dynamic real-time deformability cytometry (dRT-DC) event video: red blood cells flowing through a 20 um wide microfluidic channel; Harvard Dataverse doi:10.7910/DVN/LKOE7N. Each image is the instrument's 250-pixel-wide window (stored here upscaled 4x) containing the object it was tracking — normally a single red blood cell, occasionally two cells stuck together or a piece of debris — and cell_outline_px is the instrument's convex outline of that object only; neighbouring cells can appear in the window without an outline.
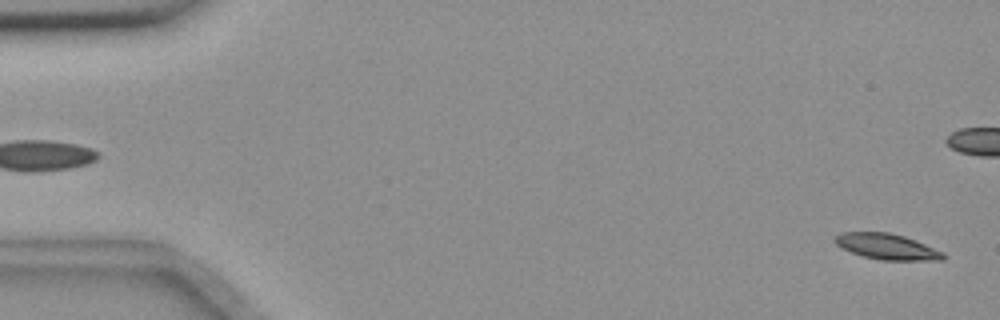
{"species": "common noctule bat (a hibernating species)", "species_latin": "Nyctalus noctula", "temperature_condition": "room temperature", "stored_images_in_passage": 4, "camera_frame_rate_fps": 3000, "um_per_image_px": 0.085, "animal": {"sex": "female", "body_mass_g": 18.4}, "frame": {"image": 1, "passage_image": 4, "time_ms": 3.333, "image_size_px": [1000, 320], "cell_outline_px": [[948, 256], [944, 260], [880, 260], [864, 256], [840, 248], [832, 240], [840, 232], [888, 232], [904, 236], [916, 240], [944, 252]], "centroid_in_image_um": [75.4, 20.96], "position_along_channel_um": 9.6, "area_um2": 16.42}}